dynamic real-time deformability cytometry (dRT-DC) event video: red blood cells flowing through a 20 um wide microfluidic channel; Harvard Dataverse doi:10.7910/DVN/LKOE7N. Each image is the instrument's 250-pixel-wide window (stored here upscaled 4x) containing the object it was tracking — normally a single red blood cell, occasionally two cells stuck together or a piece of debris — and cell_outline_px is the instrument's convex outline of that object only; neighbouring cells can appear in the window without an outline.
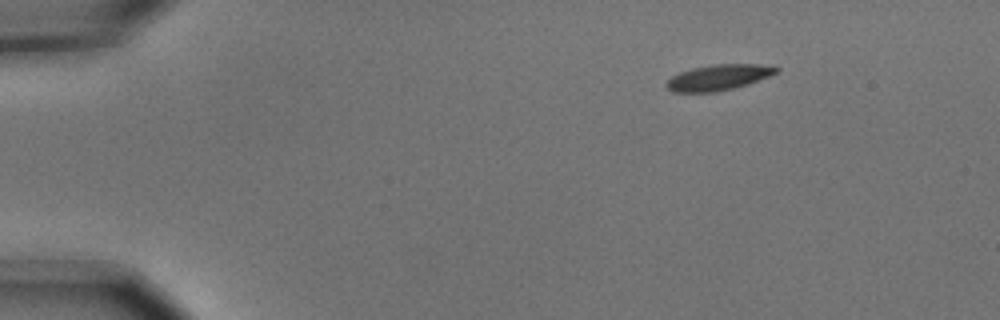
{"species": "common noctule bat (a hibernating species)", "species_latin": "Nyctalus noctula", "temperature_condition": "cold", "stored_images_in_passage": 4, "camera_frame_rate_fps": 3000, "um_per_image_px": 0.085, "animal": {"sex": "male", "body_mass_g": 15.6}, "frame": {"image": 1, "passage_image": 1, "time_ms": 0.0, "image_size_px": [1000, 320], "cell_outline_px": [[780, 68], [776, 72], [768, 76], [748, 84], [732, 88], [712, 92], [672, 92], [664, 84], [672, 76], [680, 72], [692, 68], [712, 64], [756, 64]], "centroid_in_image_um": [61.01, 6.58], "position_along_channel_um": 24.0, "area_um2": 16.18}}
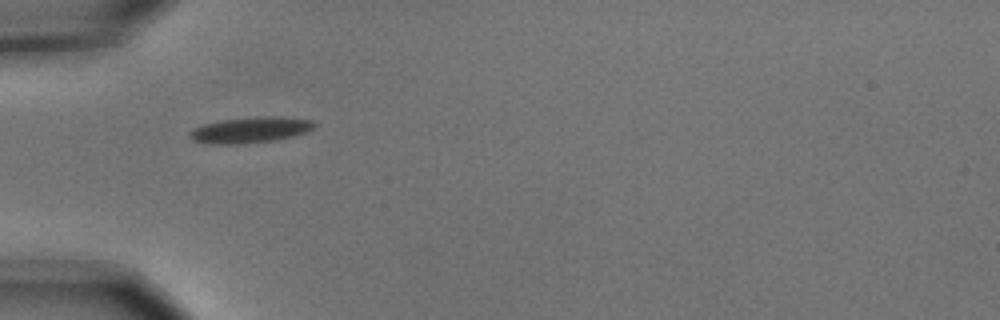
{"frame": {"image": 2, "passage_image": 3, "time_ms": 0.667, "image_size_px": [1000, 320], "cell_outline_px": [[316, 124], [312, 128], [304, 132], [292, 136], [272, 140], [236, 144], [208, 144], [192, 140], [188, 136], [188, 132], [204, 124], [224, 120], [256, 116], [280, 116], [312, 120]], "centroid_in_image_um": [21.24, 11.04], "position_along_channel_um": 63.8, "area_um2": 18.55}}
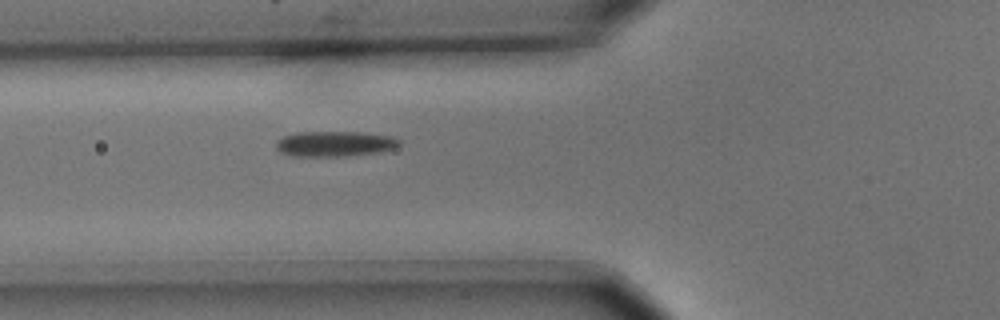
{"frame": {"image": 3, "passage_image": 4, "time_ms": 1.0, "image_size_px": [1000, 320], "cell_outline_px": [[400, 144], [392, 148], [380, 152], [348, 156], [292, 156], [280, 152], [276, 148], [276, 140], [284, 136], [296, 132], [364, 132], [392, 136], [400, 140]], "centroid_in_image_um": [28.44, 12.22], "position_along_channel_um": 97.4, "area_um2": 18.32}}